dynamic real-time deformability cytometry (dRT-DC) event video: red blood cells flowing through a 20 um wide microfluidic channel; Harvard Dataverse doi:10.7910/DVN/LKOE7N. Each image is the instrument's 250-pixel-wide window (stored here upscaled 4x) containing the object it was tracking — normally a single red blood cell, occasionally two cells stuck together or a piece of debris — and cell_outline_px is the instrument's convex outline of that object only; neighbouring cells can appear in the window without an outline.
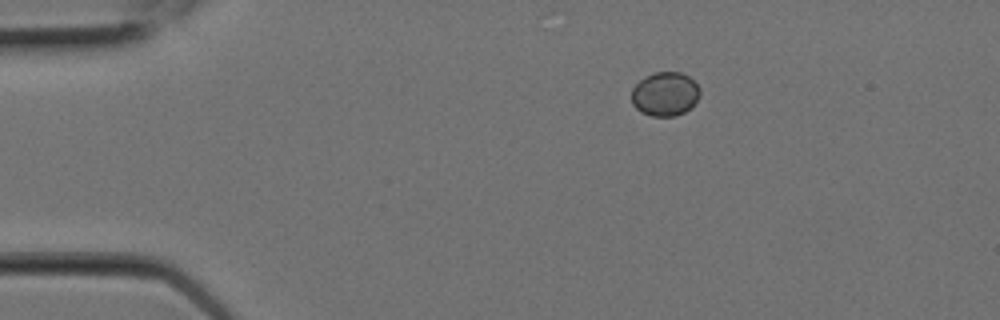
{"species": "Egyptian fruit bat (a non-hibernating species)", "species_latin": "Rousettus aegyptiacus", "temperature_condition": "room temperature", "stored_images_in_passage": 10, "camera_frame_rate_fps": 3000, "um_per_image_px": 0.085, "animal": {"sex": "female"}, "frame": {"image": 1, "passage_image": 1, "time_ms": 0.0, "image_size_px": [1000, 320], "cell_outline_px": [[700, 96], [692, 108], [676, 116], [652, 116], [640, 112], [632, 104], [632, 88], [640, 80], [656, 72], [680, 72], [688, 76], [700, 88]], "centroid_in_image_um": [56.55, 8.01], "position_along_channel_um": 28.5, "area_um2": 17.57}}
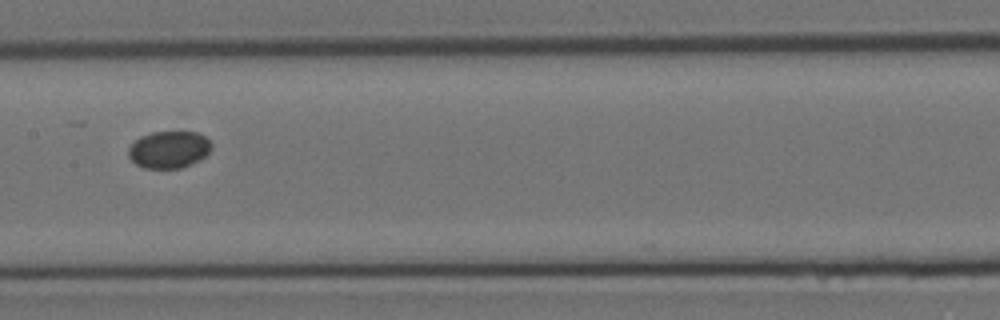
{"frame": {"image": 2, "passage_image": 7, "time_ms": 2.0, "image_size_px": [1000, 320], "cell_outline_px": [[212, 148], [204, 156], [180, 168], [144, 168], [136, 164], [128, 156], [128, 148], [140, 136], [152, 132], [196, 132], [204, 136], [212, 144]], "centroid_in_image_um": [14.33, 12.7], "position_along_channel_um": 193.1, "area_um2": 17.69}}
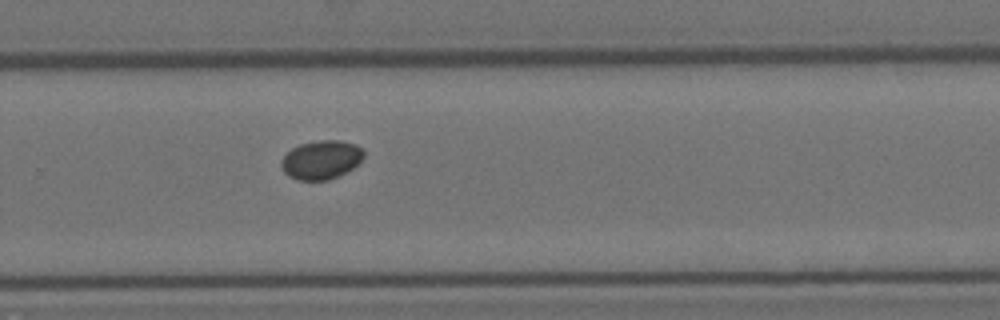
{"frame": {"image": 3, "passage_image": 10, "time_ms": 3.0, "image_size_px": [1000, 320], "cell_outline_px": [[364, 156], [352, 168], [328, 180], [296, 180], [288, 176], [284, 172], [280, 164], [280, 160], [292, 148], [300, 144], [320, 140], [340, 140], [356, 144], [364, 148]], "centroid_in_image_um": [27.29, 13.57], "position_along_channel_um": 302.5, "area_um2": 18.61}}